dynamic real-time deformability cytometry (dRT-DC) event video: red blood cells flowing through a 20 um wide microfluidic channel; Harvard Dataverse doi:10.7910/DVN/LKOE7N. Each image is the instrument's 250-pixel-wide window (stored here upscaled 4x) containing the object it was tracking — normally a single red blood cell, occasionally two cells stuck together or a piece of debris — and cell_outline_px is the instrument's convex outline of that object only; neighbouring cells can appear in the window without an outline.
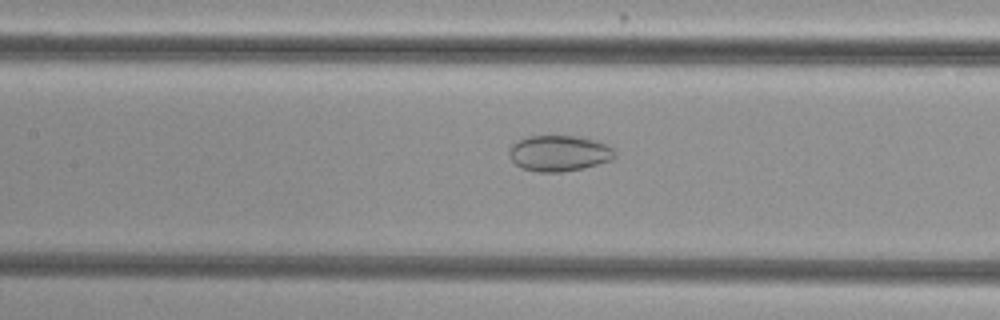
{"species": "common noctule bat (a hibernating species)", "species_latin": "Nyctalus noctula", "temperature_condition": "cold", "stored_images_in_passage": 33, "camera_frame_rate_fps": 3000, "um_per_image_px": 0.085, "animal": {"sex": "female", "body_mass_g": 29.2, "forearm_length_mm": 56.3}, "frame": {"image": 1, "passage_image": 13, "time_ms": 4.0, "image_size_px": [1000, 320], "cell_outline_px": [[616, 156], [612, 160], [584, 168], [564, 172], [536, 172], [520, 168], [508, 156], [508, 152], [512, 144], [516, 140], [528, 136], [576, 136], [596, 140], [612, 148], [616, 152]], "centroid_in_image_um": [47.5, 13.03], "position_along_channel_um": 159.9, "area_um2": 22.37}}
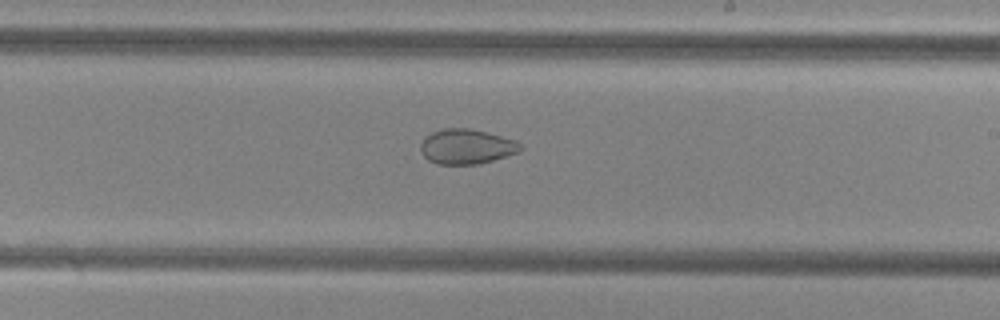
{"frame": {"image": 2, "passage_image": 20, "time_ms": 6.333, "image_size_px": [1000, 320], "cell_outline_px": [[524, 148], [520, 152], [480, 164], [436, 164], [428, 160], [424, 156], [420, 148], [420, 144], [432, 132], [444, 128], [472, 128], [488, 132], [516, 140]], "centroid_in_image_um": [39.69, 12.46], "position_along_channel_um": 249.3, "area_um2": 20.46}}
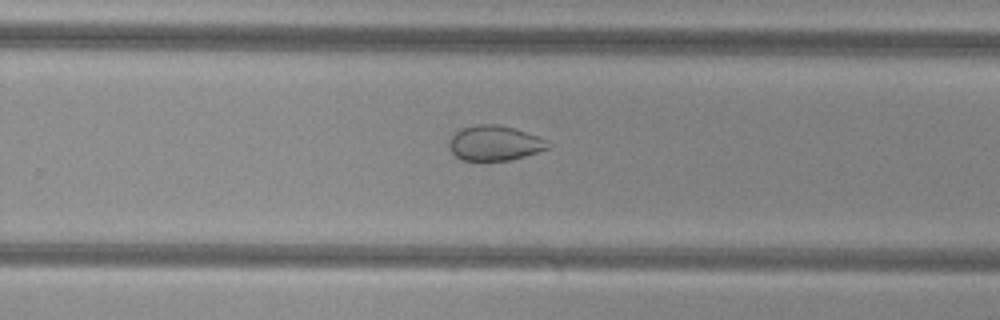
{"frame": {"image": 3, "passage_image": 23, "time_ms": 7.333, "image_size_px": [1000, 320], "cell_outline_px": [[552, 144], [548, 148], [512, 160], [460, 160], [448, 148], [448, 140], [460, 128], [476, 124], [496, 124], [512, 128], [540, 136]], "centroid_in_image_um": [42.02, 12.16], "position_along_channel_um": 287.8, "area_um2": 20.23}, "authors_computed_cell_mechanics": {"area_um2": 21.5016, "velocity_mm_per_s": 3.8493, "shape_relaxation_time_tau1_ms": null, "shape_relaxation_time_tau2_ms": 1.5559, "deformation_change_tau1": null, "deformation_change_tau2": 0.0566}}